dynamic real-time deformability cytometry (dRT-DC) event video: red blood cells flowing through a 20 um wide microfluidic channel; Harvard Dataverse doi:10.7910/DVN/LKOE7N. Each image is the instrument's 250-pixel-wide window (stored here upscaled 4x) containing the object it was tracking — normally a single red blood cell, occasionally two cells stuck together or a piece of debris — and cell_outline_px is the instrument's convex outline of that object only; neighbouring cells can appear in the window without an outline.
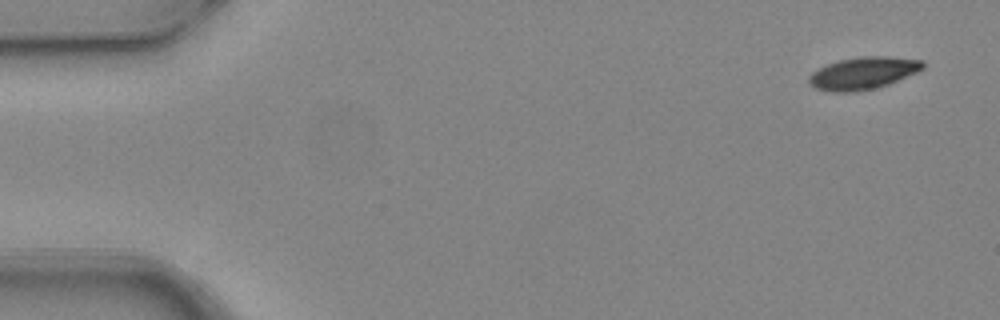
{"species": "common noctule bat (a hibernating species)", "species_latin": "Nyctalus noctula", "temperature_condition": "warm", "stored_images_in_passage": 6, "camera_frame_rate_fps": 3000, "um_per_image_px": 0.085, "animal": {"sex": "female", "body_mass_g": 24.6, "forearm_length_mm": 56.2}, "frame": {"image": 1, "passage_image": 1, "time_ms": 0.0, "image_size_px": [1000, 320], "cell_outline_px": [[924, 68], [916, 72], [888, 84], [876, 88], [852, 92], [832, 92], [816, 88], [808, 84], [808, 76], [812, 72], [828, 64], [840, 60], [860, 56], [888, 56], [924, 60]], "centroid_in_image_um": [73.36, 6.21], "position_along_channel_um": 11.6, "area_um2": 21.39}}
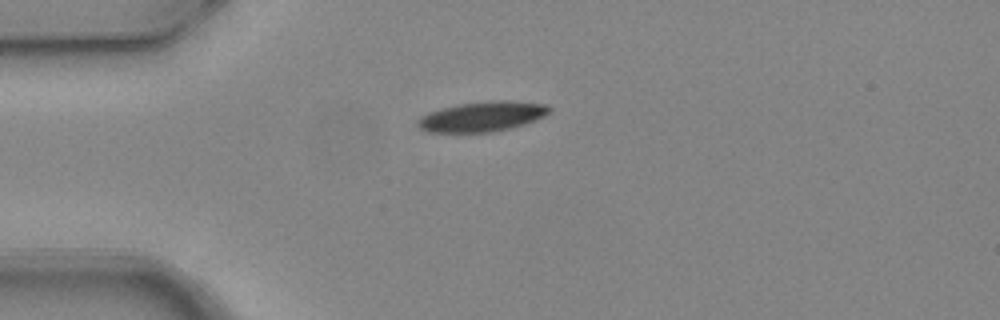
{"frame": {"image": 2, "passage_image": 4, "time_ms": 1.0, "image_size_px": [1000, 320], "cell_outline_px": [[552, 112], [544, 116], [524, 124], [492, 132], [428, 132], [420, 128], [416, 124], [416, 120], [420, 116], [428, 112], [440, 108], [456, 104], [488, 100], [512, 100], [548, 104], [552, 108]], "centroid_in_image_um": [40.99, 9.88], "position_along_channel_um": 44.0, "area_um2": 23.41}}
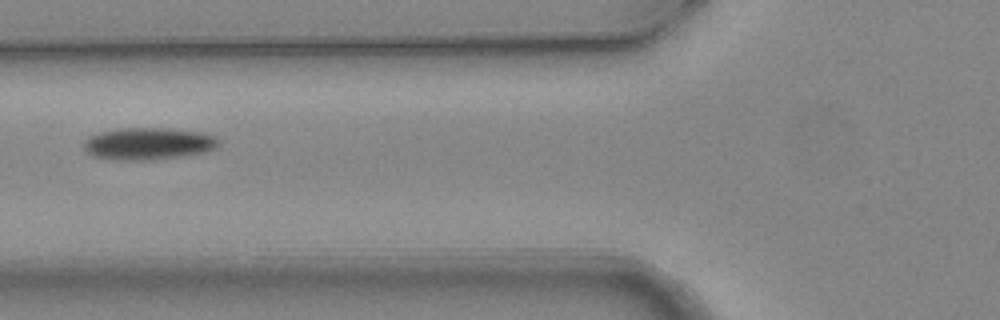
{"frame": {"image": 3, "passage_image": 6, "time_ms": 1.667, "image_size_px": [1000, 320], "cell_outline_px": [[220, 144], [216, 148], [204, 152], [180, 156], [152, 160], [116, 160], [92, 156], [84, 152], [84, 140], [88, 136], [100, 132], [120, 128], [168, 128], [204, 132], [216, 136], [220, 140]], "centroid_in_image_um": [12.6, 12.21], "position_along_channel_um": 113.2, "area_um2": 25.61}}